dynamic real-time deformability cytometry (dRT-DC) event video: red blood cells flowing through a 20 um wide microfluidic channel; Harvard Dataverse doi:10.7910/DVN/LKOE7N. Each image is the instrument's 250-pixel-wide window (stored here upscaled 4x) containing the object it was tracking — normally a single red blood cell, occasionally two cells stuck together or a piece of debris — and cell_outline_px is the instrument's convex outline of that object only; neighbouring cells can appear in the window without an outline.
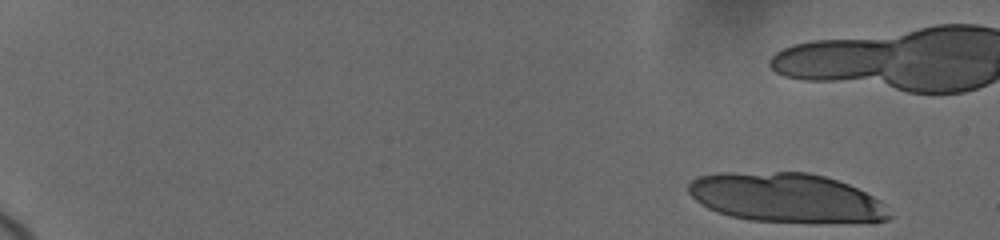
{"species": "human", "species_latin": "Homo sapiens", "temperature_condition": "cold", "stored_images_in_passage": 23, "camera_frame_rate_fps": 3000, "um_per_image_px": 0.085, "donor": {"sex": "female"}, "frame": {"image": 1, "passage_image": 1, "time_ms": 0.0, "image_size_px": [1000, 240], "cell_outline_px": [[892, 216], [888, 220], [816, 224], [808, 224], [748, 220], [716, 212], [700, 204], [688, 192], [688, 184], [696, 176], [720, 172], [808, 172], [824, 176], [848, 184], [880, 200]], "centroid_in_image_um": [66.8, 16.83], "position_along_channel_um": 18.2, "area_um2": 58.44}}